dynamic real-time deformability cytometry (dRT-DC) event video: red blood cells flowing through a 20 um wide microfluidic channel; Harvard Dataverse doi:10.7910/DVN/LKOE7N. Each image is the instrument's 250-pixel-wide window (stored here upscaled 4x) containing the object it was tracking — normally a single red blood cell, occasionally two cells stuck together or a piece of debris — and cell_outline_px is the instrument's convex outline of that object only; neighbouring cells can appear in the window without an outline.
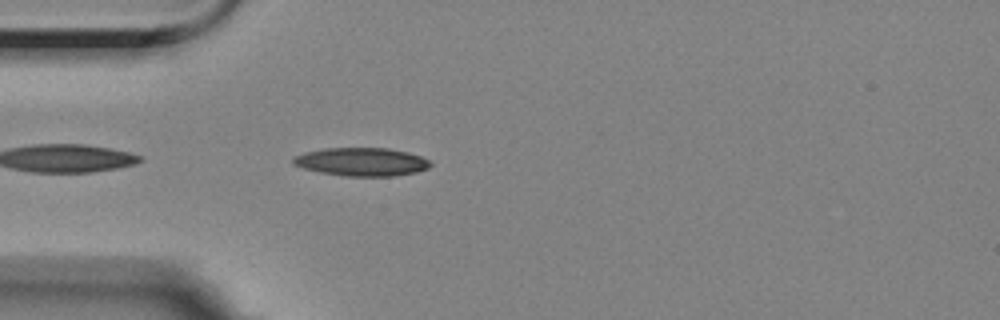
{"species": "Egyptian fruit bat (a non-hibernating species)", "species_latin": "Rousettus aegyptiacus", "temperature_condition": "room temperature", "stored_images_in_passage": 18, "camera_frame_rate_fps": 3000, "um_per_image_px": 0.085, "animal": {"sex": "female"}, "frame": {"image": 1, "passage_image": 2, "time_ms": 0.333, "image_size_px": [1000, 320], "cell_outline_px": [[432, 164], [428, 168], [416, 172], [392, 176], [344, 176], [320, 172], [304, 168], [292, 164], [292, 156], [304, 152], [324, 148], [388, 148], [408, 152], [420, 156], [428, 160]], "centroid_in_image_um": [30.7, 13.75], "position_along_channel_um": 54.3, "area_um2": 22.66}}
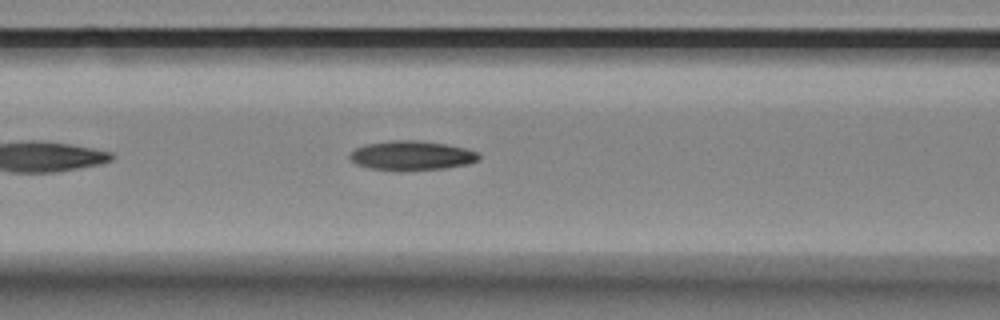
{"frame": {"image": 2, "passage_image": 9, "time_ms": 2.667, "image_size_px": [1000, 320], "cell_outline_px": [[480, 160], [468, 164], [444, 168], [368, 168], [356, 164], [348, 156], [356, 148], [364, 144], [392, 140], [420, 140], [448, 144], [480, 152]], "centroid_in_image_um": [35.04, 13.17], "position_along_channel_um": 131.6, "area_um2": 21.5}}
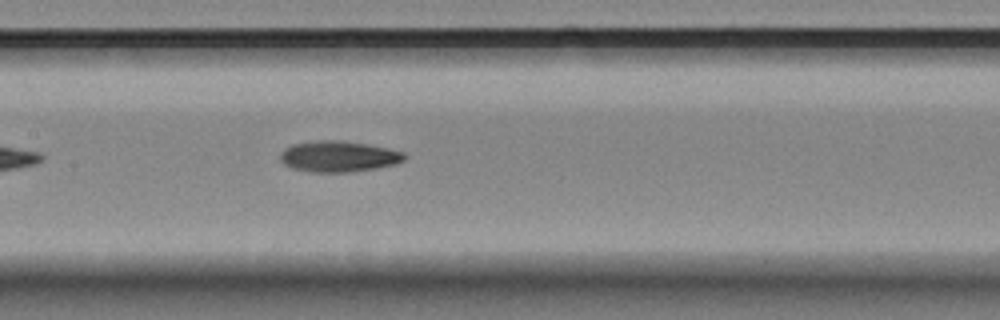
{"frame": {"image": 3, "passage_image": 13, "time_ms": 4.0, "image_size_px": [1000, 320], "cell_outline_px": [[408, 156], [404, 160], [396, 164], [376, 168], [348, 172], [308, 172], [292, 168], [284, 164], [280, 160], [280, 152], [284, 148], [292, 144], [316, 140], [336, 140], [364, 144], [388, 148], [404, 152]], "centroid_in_image_um": [28.76, 13.3], "position_along_channel_um": 178.6, "area_um2": 22.48}}